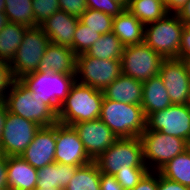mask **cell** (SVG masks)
<instances>
[{
	"mask_svg": "<svg viewBox=\"0 0 190 190\" xmlns=\"http://www.w3.org/2000/svg\"><path fill=\"white\" fill-rule=\"evenodd\" d=\"M146 127L190 143V105L172 104L164 110H158L146 118Z\"/></svg>",
	"mask_w": 190,
	"mask_h": 190,
	"instance_id": "cell-12",
	"label": "cell"
},
{
	"mask_svg": "<svg viewBox=\"0 0 190 190\" xmlns=\"http://www.w3.org/2000/svg\"><path fill=\"white\" fill-rule=\"evenodd\" d=\"M13 80L10 64L0 60V101H4Z\"/></svg>",
	"mask_w": 190,
	"mask_h": 190,
	"instance_id": "cell-35",
	"label": "cell"
},
{
	"mask_svg": "<svg viewBox=\"0 0 190 190\" xmlns=\"http://www.w3.org/2000/svg\"><path fill=\"white\" fill-rule=\"evenodd\" d=\"M77 166L52 163L37 169L38 181L36 188H61L64 190L74 176Z\"/></svg>",
	"mask_w": 190,
	"mask_h": 190,
	"instance_id": "cell-23",
	"label": "cell"
},
{
	"mask_svg": "<svg viewBox=\"0 0 190 190\" xmlns=\"http://www.w3.org/2000/svg\"><path fill=\"white\" fill-rule=\"evenodd\" d=\"M4 13L8 22L35 27L32 0H5Z\"/></svg>",
	"mask_w": 190,
	"mask_h": 190,
	"instance_id": "cell-29",
	"label": "cell"
},
{
	"mask_svg": "<svg viewBox=\"0 0 190 190\" xmlns=\"http://www.w3.org/2000/svg\"><path fill=\"white\" fill-rule=\"evenodd\" d=\"M121 74L120 60L97 59L86 54L76 56V81L81 84L104 90Z\"/></svg>",
	"mask_w": 190,
	"mask_h": 190,
	"instance_id": "cell-10",
	"label": "cell"
},
{
	"mask_svg": "<svg viewBox=\"0 0 190 190\" xmlns=\"http://www.w3.org/2000/svg\"><path fill=\"white\" fill-rule=\"evenodd\" d=\"M171 105L172 102L169 98L168 91L159 75L143 81L141 107L146 118L150 114L158 110H164Z\"/></svg>",
	"mask_w": 190,
	"mask_h": 190,
	"instance_id": "cell-21",
	"label": "cell"
},
{
	"mask_svg": "<svg viewBox=\"0 0 190 190\" xmlns=\"http://www.w3.org/2000/svg\"><path fill=\"white\" fill-rule=\"evenodd\" d=\"M120 2H122L125 6H127L129 0H119Z\"/></svg>",
	"mask_w": 190,
	"mask_h": 190,
	"instance_id": "cell-49",
	"label": "cell"
},
{
	"mask_svg": "<svg viewBox=\"0 0 190 190\" xmlns=\"http://www.w3.org/2000/svg\"><path fill=\"white\" fill-rule=\"evenodd\" d=\"M4 102L8 112L37 123L41 127L58 122L57 114L41 99L32 95L31 90L19 79H14Z\"/></svg>",
	"mask_w": 190,
	"mask_h": 190,
	"instance_id": "cell-3",
	"label": "cell"
},
{
	"mask_svg": "<svg viewBox=\"0 0 190 190\" xmlns=\"http://www.w3.org/2000/svg\"><path fill=\"white\" fill-rule=\"evenodd\" d=\"M91 161L73 126L57 122L55 162L79 167Z\"/></svg>",
	"mask_w": 190,
	"mask_h": 190,
	"instance_id": "cell-13",
	"label": "cell"
},
{
	"mask_svg": "<svg viewBox=\"0 0 190 190\" xmlns=\"http://www.w3.org/2000/svg\"><path fill=\"white\" fill-rule=\"evenodd\" d=\"M183 60H184V63L186 65L187 72H188V77H189V80H190V57L186 58V59H183Z\"/></svg>",
	"mask_w": 190,
	"mask_h": 190,
	"instance_id": "cell-46",
	"label": "cell"
},
{
	"mask_svg": "<svg viewBox=\"0 0 190 190\" xmlns=\"http://www.w3.org/2000/svg\"><path fill=\"white\" fill-rule=\"evenodd\" d=\"M101 172L95 161L79 166L64 190H101Z\"/></svg>",
	"mask_w": 190,
	"mask_h": 190,
	"instance_id": "cell-27",
	"label": "cell"
},
{
	"mask_svg": "<svg viewBox=\"0 0 190 190\" xmlns=\"http://www.w3.org/2000/svg\"><path fill=\"white\" fill-rule=\"evenodd\" d=\"M19 80L31 90L33 96L41 99L57 114L76 82V75L35 71Z\"/></svg>",
	"mask_w": 190,
	"mask_h": 190,
	"instance_id": "cell-4",
	"label": "cell"
},
{
	"mask_svg": "<svg viewBox=\"0 0 190 190\" xmlns=\"http://www.w3.org/2000/svg\"><path fill=\"white\" fill-rule=\"evenodd\" d=\"M177 15L185 25H190V0L186 2L185 6L177 13Z\"/></svg>",
	"mask_w": 190,
	"mask_h": 190,
	"instance_id": "cell-43",
	"label": "cell"
},
{
	"mask_svg": "<svg viewBox=\"0 0 190 190\" xmlns=\"http://www.w3.org/2000/svg\"><path fill=\"white\" fill-rule=\"evenodd\" d=\"M190 57V25H185L182 38L181 45L179 48V59H186Z\"/></svg>",
	"mask_w": 190,
	"mask_h": 190,
	"instance_id": "cell-38",
	"label": "cell"
},
{
	"mask_svg": "<svg viewBox=\"0 0 190 190\" xmlns=\"http://www.w3.org/2000/svg\"><path fill=\"white\" fill-rule=\"evenodd\" d=\"M103 95L117 102L141 105L143 82L121 74L103 90Z\"/></svg>",
	"mask_w": 190,
	"mask_h": 190,
	"instance_id": "cell-19",
	"label": "cell"
},
{
	"mask_svg": "<svg viewBox=\"0 0 190 190\" xmlns=\"http://www.w3.org/2000/svg\"><path fill=\"white\" fill-rule=\"evenodd\" d=\"M164 58L145 42L124 46L121 56L122 74L139 81L159 75Z\"/></svg>",
	"mask_w": 190,
	"mask_h": 190,
	"instance_id": "cell-9",
	"label": "cell"
},
{
	"mask_svg": "<svg viewBox=\"0 0 190 190\" xmlns=\"http://www.w3.org/2000/svg\"><path fill=\"white\" fill-rule=\"evenodd\" d=\"M37 181V169L20 156H8L7 182L9 190H34Z\"/></svg>",
	"mask_w": 190,
	"mask_h": 190,
	"instance_id": "cell-20",
	"label": "cell"
},
{
	"mask_svg": "<svg viewBox=\"0 0 190 190\" xmlns=\"http://www.w3.org/2000/svg\"><path fill=\"white\" fill-rule=\"evenodd\" d=\"M184 26L177 14L167 13L162 19L145 25L144 42L164 59H179Z\"/></svg>",
	"mask_w": 190,
	"mask_h": 190,
	"instance_id": "cell-6",
	"label": "cell"
},
{
	"mask_svg": "<svg viewBox=\"0 0 190 190\" xmlns=\"http://www.w3.org/2000/svg\"><path fill=\"white\" fill-rule=\"evenodd\" d=\"M101 36L100 33L95 32L79 20L73 37L75 55L85 54Z\"/></svg>",
	"mask_w": 190,
	"mask_h": 190,
	"instance_id": "cell-31",
	"label": "cell"
},
{
	"mask_svg": "<svg viewBox=\"0 0 190 190\" xmlns=\"http://www.w3.org/2000/svg\"><path fill=\"white\" fill-rule=\"evenodd\" d=\"M8 109L4 101H0V139L4 129L5 118L7 116Z\"/></svg>",
	"mask_w": 190,
	"mask_h": 190,
	"instance_id": "cell-44",
	"label": "cell"
},
{
	"mask_svg": "<svg viewBox=\"0 0 190 190\" xmlns=\"http://www.w3.org/2000/svg\"><path fill=\"white\" fill-rule=\"evenodd\" d=\"M95 162L100 172L113 176L118 171L148 170L139 137L117 139Z\"/></svg>",
	"mask_w": 190,
	"mask_h": 190,
	"instance_id": "cell-5",
	"label": "cell"
},
{
	"mask_svg": "<svg viewBox=\"0 0 190 190\" xmlns=\"http://www.w3.org/2000/svg\"><path fill=\"white\" fill-rule=\"evenodd\" d=\"M149 170L118 171L115 179L124 190H132Z\"/></svg>",
	"mask_w": 190,
	"mask_h": 190,
	"instance_id": "cell-34",
	"label": "cell"
},
{
	"mask_svg": "<svg viewBox=\"0 0 190 190\" xmlns=\"http://www.w3.org/2000/svg\"><path fill=\"white\" fill-rule=\"evenodd\" d=\"M100 189L101 190H124L122 186L115 179V176L108 175L101 172L100 176Z\"/></svg>",
	"mask_w": 190,
	"mask_h": 190,
	"instance_id": "cell-39",
	"label": "cell"
},
{
	"mask_svg": "<svg viewBox=\"0 0 190 190\" xmlns=\"http://www.w3.org/2000/svg\"><path fill=\"white\" fill-rule=\"evenodd\" d=\"M139 138L143 146L144 163L149 171H151L152 163V165L155 164L152 166V170L158 171L176 155L190 148L189 142L182 138L152 131L147 127Z\"/></svg>",
	"mask_w": 190,
	"mask_h": 190,
	"instance_id": "cell-7",
	"label": "cell"
},
{
	"mask_svg": "<svg viewBox=\"0 0 190 190\" xmlns=\"http://www.w3.org/2000/svg\"><path fill=\"white\" fill-rule=\"evenodd\" d=\"M77 131L88 156L95 161L118 139L111 129L99 118L72 125Z\"/></svg>",
	"mask_w": 190,
	"mask_h": 190,
	"instance_id": "cell-15",
	"label": "cell"
},
{
	"mask_svg": "<svg viewBox=\"0 0 190 190\" xmlns=\"http://www.w3.org/2000/svg\"><path fill=\"white\" fill-rule=\"evenodd\" d=\"M168 180L190 187V148L176 155L158 170Z\"/></svg>",
	"mask_w": 190,
	"mask_h": 190,
	"instance_id": "cell-26",
	"label": "cell"
},
{
	"mask_svg": "<svg viewBox=\"0 0 190 190\" xmlns=\"http://www.w3.org/2000/svg\"><path fill=\"white\" fill-rule=\"evenodd\" d=\"M55 150L56 123L52 126L40 127L35 133L32 143L20 157L35 169H39L55 162Z\"/></svg>",
	"mask_w": 190,
	"mask_h": 190,
	"instance_id": "cell-16",
	"label": "cell"
},
{
	"mask_svg": "<svg viewBox=\"0 0 190 190\" xmlns=\"http://www.w3.org/2000/svg\"><path fill=\"white\" fill-rule=\"evenodd\" d=\"M49 44L50 39L40 26L29 27L14 59L10 63L13 78L20 79L26 74L37 71Z\"/></svg>",
	"mask_w": 190,
	"mask_h": 190,
	"instance_id": "cell-8",
	"label": "cell"
},
{
	"mask_svg": "<svg viewBox=\"0 0 190 190\" xmlns=\"http://www.w3.org/2000/svg\"><path fill=\"white\" fill-rule=\"evenodd\" d=\"M7 165L8 157L4 154H0V190H9L7 182Z\"/></svg>",
	"mask_w": 190,
	"mask_h": 190,
	"instance_id": "cell-41",
	"label": "cell"
},
{
	"mask_svg": "<svg viewBox=\"0 0 190 190\" xmlns=\"http://www.w3.org/2000/svg\"><path fill=\"white\" fill-rule=\"evenodd\" d=\"M154 172L148 171L132 190H157L158 189V171L157 172L154 171Z\"/></svg>",
	"mask_w": 190,
	"mask_h": 190,
	"instance_id": "cell-37",
	"label": "cell"
},
{
	"mask_svg": "<svg viewBox=\"0 0 190 190\" xmlns=\"http://www.w3.org/2000/svg\"><path fill=\"white\" fill-rule=\"evenodd\" d=\"M79 20L78 17L59 10L40 27L50 39V43L66 46L73 50V37Z\"/></svg>",
	"mask_w": 190,
	"mask_h": 190,
	"instance_id": "cell-17",
	"label": "cell"
},
{
	"mask_svg": "<svg viewBox=\"0 0 190 190\" xmlns=\"http://www.w3.org/2000/svg\"><path fill=\"white\" fill-rule=\"evenodd\" d=\"M5 12V0H0V13Z\"/></svg>",
	"mask_w": 190,
	"mask_h": 190,
	"instance_id": "cell-47",
	"label": "cell"
},
{
	"mask_svg": "<svg viewBox=\"0 0 190 190\" xmlns=\"http://www.w3.org/2000/svg\"><path fill=\"white\" fill-rule=\"evenodd\" d=\"M86 6L112 17H116L126 9V6L119 0H86Z\"/></svg>",
	"mask_w": 190,
	"mask_h": 190,
	"instance_id": "cell-33",
	"label": "cell"
},
{
	"mask_svg": "<svg viewBox=\"0 0 190 190\" xmlns=\"http://www.w3.org/2000/svg\"><path fill=\"white\" fill-rule=\"evenodd\" d=\"M103 98V90L76 81L59 107L58 122L72 126L78 122L99 119Z\"/></svg>",
	"mask_w": 190,
	"mask_h": 190,
	"instance_id": "cell-1",
	"label": "cell"
},
{
	"mask_svg": "<svg viewBox=\"0 0 190 190\" xmlns=\"http://www.w3.org/2000/svg\"><path fill=\"white\" fill-rule=\"evenodd\" d=\"M159 76L163 80L172 104L190 103V80L183 59H164Z\"/></svg>",
	"mask_w": 190,
	"mask_h": 190,
	"instance_id": "cell-14",
	"label": "cell"
},
{
	"mask_svg": "<svg viewBox=\"0 0 190 190\" xmlns=\"http://www.w3.org/2000/svg\"><path fill=\"white\" fill-rule=\"evenodd\" d=\"M40 127L35 122L7 112L0 139V154L21 156Z\"/></svg>",
	"mask_w": 190,
	"mask_h": 190,
	"instance_id": "cell-11",
	"label": "cell"
},
{
	"mask_svg": "<svg viewBox=\"0 0 190 190\" xmlns=\"http://www.w3.org/2000/svg\"><path fill=\"white\" fill-rule=\"evenodd\" d=\"M35 26H40L56 11L60 10L59 0H32Z\"/></svg>",
	"mask_w": 190,
	"mask_h": 190,
	"instance_id": "cell-32",
	"label": "cell"
},
{
	"mask_svg": "<svg viewBox=\"0 0 190 190\" xmlns=\"http://www.w3.org/2000/svg\"><path fill=\"white\" fill-rule=\"evenodd\" d=\"M79 19L84 25L101 35L112 32L113 17L104 12L87 8Z\"/></svg>",
	"mask_w": 190,
	"mask_h": 190,
	"instance_id": "cell-30",
	"label": "cell"
},
{
	"mask_svg": "<svg viewBox=\"0 0 190 190\" xmlns=\"http://www.w3.org/2000/svg\"><path fill=\"white\" fill-rule=\"evenodd\" d=\"M157 190H190V187L184 186L161 176L158 172V189Z\"/></svg>",
	"mask_w": 190,
	"mask_h": 190,
	"instance_id": "cell-40",
	"label": "cell"
},
{
	"mask_svg": "<svg viewBox=\"0 0 190 190\" xmlns=\"http://www.w3.org/2000/svg\"><path fill=\"white\" fill-rule=\"evenodd\" d=\"M112 32L124 46L140 44L144 42L145 25L126 8L113 17Z\"/></svg>",
	"mask_w": 190,
	"mask_h": 190,
	"instance_id": "cell-22",
	"label": "cell"
},
{
	"mask_svg": "<svg viewBox=\"0 0 190 190\" xmlns=\"http://www.w3.org/2000/svg\"><path fill=\"white\" fill-rule=\"evenodd\" d=\"M126 8L144 25L162 19L168 13L163 0H129Z\"/></svg>",
	"mask_w": 190,
	"mask_h": 190,
	"instance_id": "cell-25",
	"label": "cell"
},
{
	"mask_svg": "<svg viewBox=\"0 0 190 190\" xmlns=\"http://www.w3.org/2000/svg\"><path fill=\"white\" fill-rule=\"evenodd\" d=\"M60 10L66 13L80 17L86 10V0H59Z\"/></svg>",
	"mask_w": 190,
	"mask_h": 190,
	"instance_id": "cell-36",
	"label": "cell"
},
{
	"mask_svg": "<svg viewBox=\"0 0 190 190\" xmlns=\"http://www.w3.org/2000/svg\"><path fill=\"white\" fill-rule=\"evenodd\" d=\"M188 0H163L164 6L168 13L177 14Z\"/></svg>",
	"mask_w": 190,
	"mask_h": 190,
	"instance_id": "cell-42",
	"label": "cell"
},
{
	"mask_svg": "<svg viewBox=\"0 0 190 190\" xmlns=\"http://www.w3.org/2000/svg\"><path fill=\"white\" fill-rule=\"evenodd\" d=\"M34 190H62V189L61 188H47V189L35 188Z\"/></svg>",
	"mask_w": 190,
	"mask_h": 190,
	"instance_id": "cell-48",
	"label": "cell"
},
{
	"mask_svg": "<svg viewBox=\"0 0 190 190\" xmlns=\"http://www.w3.org/2000/svg\"><path fill=\"white\" fill-rule=\"evenodd\" d=\"M37 71L76 74V55L69 47L50 43L41 58Z\"/></svg>",
	"mask_w": 190,
	"mask_h": 190,
	"instance_id": "cell-18",
	"label": "cell"
},
{
	"mask_svg": "<svg viewBox=\"0 0 190 190\" xmlns=\"http://www.w3.org/2000/svg\"><path fill=\"white\" fill-rule=\"evenodd\" d=\"M100 119L117 138L139 137L146 129L141 105L121 103L103 98Z\"/></svg>",
	"mask_w": 190,
	"mask_h": 190,
	"instance_id": "cell-2",
	"label": "cell"
},
{
	"mask_svg": "<svg viewBox=\"0 0 190 190\" xmlns=\"http://www.w3.org/2000/svg\"><path fill=\"white\" fill-rule=\"evenodd\" d=\"M29 27L8 22L0 30V60L11 63Z\"/></svg>",
	"mask_w": 190,
	"mask_h": 190,
	"instance_id": "cell-24",
	"label": "cell"
},
{
	"mask_svg": "<svg viewBox=\"0 0 190 190\" xmlns=\"http://www.w3.org/2000/svg\"><path fill=\"white\" fill-rule=\"evenodd\" d=\"M8 23L5 13H0V30Z\"/></svg>",
	"mask_w": 190,
	"mask_h": 190,
	"instance_id": "cell-45",
	"label": "cell"
},
{
	"mask_svg": "<svg viewBox=\"0 0 190 190\" xmlns=\"http://www.w3.org/2000/svg\"><path fill=\"white\" fill-rule=\"evenodd\" d=\"M123 49L124 45L119 38L113 32H109L102 35L85 54L97 59L120 60Z\"/></svg>",
	"mask_w": 190,
	"mask_h": 190,
	"instance_id": "cell-28",
	"label": "cell"
}]
</instances>
